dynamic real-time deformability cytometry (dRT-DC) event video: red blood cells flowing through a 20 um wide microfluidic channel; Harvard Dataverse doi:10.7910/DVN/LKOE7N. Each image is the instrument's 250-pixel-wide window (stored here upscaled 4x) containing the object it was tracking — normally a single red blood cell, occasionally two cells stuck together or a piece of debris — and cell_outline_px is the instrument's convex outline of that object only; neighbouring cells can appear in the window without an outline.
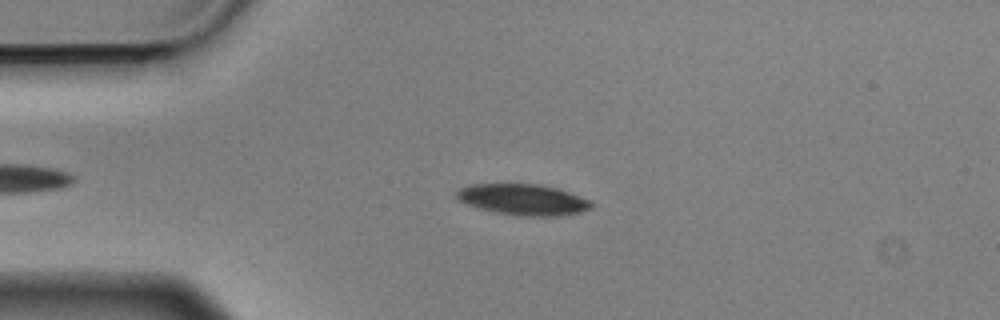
{"species": "Egyptian fruit bat (a non-hibernating species)", "species_latin": "Rousettus aegyptiacus", "temperature_condition": "cold", "stored_images_in_passage": 51, "camera_frame_rate_fps": 3000, "um_per_image_px": 0.085, "animal": {"sex": "male"}, "frame": {"image": 1, "passage_image": 13, "time_ms": 4.0, "image_size_px": [1000, 320], "cell_outline_px": [[592, 208], [580, 212], [560, 216], [520, 216], [496, 212], [480, 208], [468, 204], [460, 200], [456, 196], [456, 188], [468, 184], [540, 184], [556, 188], [592, 200]], "centroid_in_image_um": [44.46, 16.96], "position_along_channel_um": 40.5, "area_um2": 24.39}}
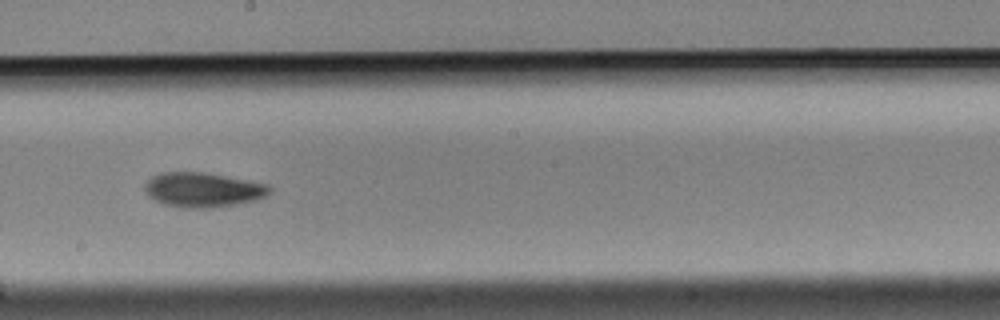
{"frame": {"image": 2, "passage_image": 31, "time_ms": 10.0, "image_size_px": [1000, 320], "cell_outline_px": [[272, 188], [264, 196], [256, 200], [208, 208], [188, 208], [164, 204], [148, 196], [144, 188], [144, 184], [152, 176], [164, 172], [204, 172], [248, 180], [268, 184]], "centroid_in_image_um": [17.23, 16.12], "position_along_channel_um": 231.0, "area_um2": 24.91}}
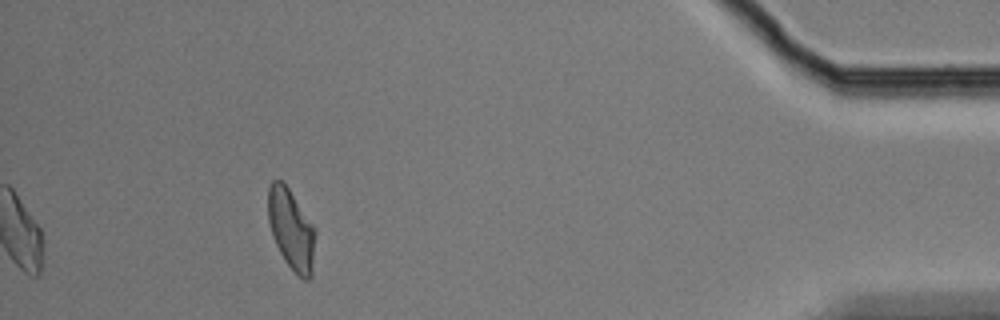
{"frame": {"image": 3, "passage_image": 51, "time_ms": 16.667, "image_size_px": [1000, 320], "cell_outline_px": [[316, 232], [312, 276], [308, 280], [304, 280], [284, 260], [276, 244], [268, 220], [268, 188], [272, 180], [280, 180], [288, 188], [316, 228]], "centroid_in_image_um": [24.78, 19.5], "position_along_channel_um": 410.4, "area_um2": 22.02}, "authors_computed_cell_mechanics": {"area_um2": 23.698, "velocity_mm_per_s": 3.5741, "shape_relaxation_time_tau1_ms": 4.0352, "shape_relaxation_time_tau2_ms": 7.6349, "deformation_change_tau1": 0.13, "deformation_change_tau2": 0.1552}}